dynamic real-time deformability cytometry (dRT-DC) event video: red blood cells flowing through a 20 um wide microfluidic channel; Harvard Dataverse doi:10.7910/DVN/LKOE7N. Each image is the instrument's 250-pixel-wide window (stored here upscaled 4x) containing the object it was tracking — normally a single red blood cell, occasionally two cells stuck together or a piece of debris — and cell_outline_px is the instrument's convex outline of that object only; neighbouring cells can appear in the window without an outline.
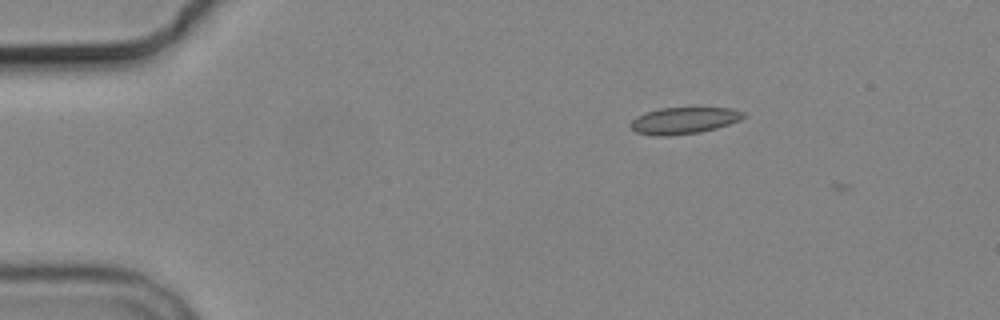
{"species": "common noctule bat (a hibernating species)", "species_latin": "Nyctalus noctula", "temperature_condition": "cold", "stored_images_in_passage": 3, "camera_frame_rate_fps": 3000, "um_per_image_px": 0.085, "animal": {"sex": "male", "body_mass_g": 19.2, "forearm_length_mm": 51.8}, "frame": {"image": 1, "passage_image": 2, "time_ms": 1.0, "image_size_px": [1000, 320], "cell_outline_px": [[748, 116], [740, 120], [716, 128], [700, 132], [668, 136], [656, 136], [636, 132], [628, 124], [636, 116], [644, 112], [660, 108], [732, 108], [744, 112]], "centroid_in_image_um": [58.12, 10.24], "position_along_channel_um": 26.9, "area_um2": 17.63}}